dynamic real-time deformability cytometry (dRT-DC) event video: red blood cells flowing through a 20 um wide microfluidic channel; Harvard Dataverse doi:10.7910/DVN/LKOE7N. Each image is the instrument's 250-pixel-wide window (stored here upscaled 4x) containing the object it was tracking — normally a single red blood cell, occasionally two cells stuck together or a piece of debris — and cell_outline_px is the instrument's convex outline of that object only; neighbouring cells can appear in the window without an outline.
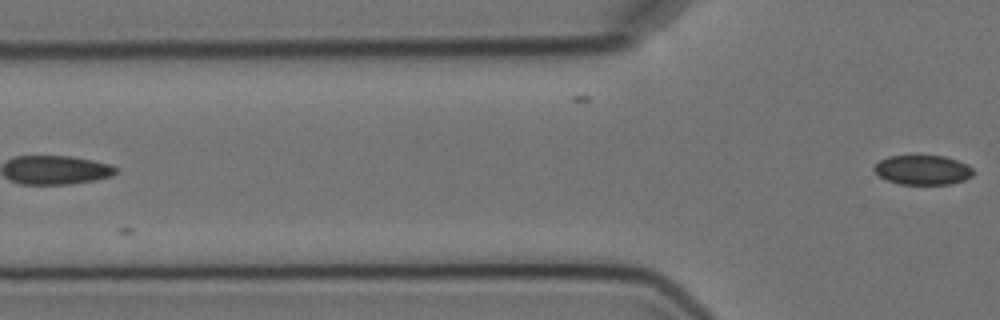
{"species": "Egyptian fruit bat (a non-hibernating species)", "species_latin": "Rousettus aegyptiacus", "temperature_condition": "cold", "stored_images_in_passage": 5, "camera_frame_rate_fps": 3000, "um_per_image_px": 0.085, "animal": {"sex": "female"}, "frame": {"image": 1, "passage_image": 5, "time_ms": 4.667, "image_size_px": [1000, 320], "cell_outline_px": [[972, 176], [964, 180], [952, 184], [900, 184], [888, 180], [880, 176], [872, 168], [880, 160], [888, 156], [944, 156], [968, 164], [972, 168]], "centroid_in_image_um": [78.44, 14.45], "position_along_channel_um": 47.4, "area_um2": 16.94}}